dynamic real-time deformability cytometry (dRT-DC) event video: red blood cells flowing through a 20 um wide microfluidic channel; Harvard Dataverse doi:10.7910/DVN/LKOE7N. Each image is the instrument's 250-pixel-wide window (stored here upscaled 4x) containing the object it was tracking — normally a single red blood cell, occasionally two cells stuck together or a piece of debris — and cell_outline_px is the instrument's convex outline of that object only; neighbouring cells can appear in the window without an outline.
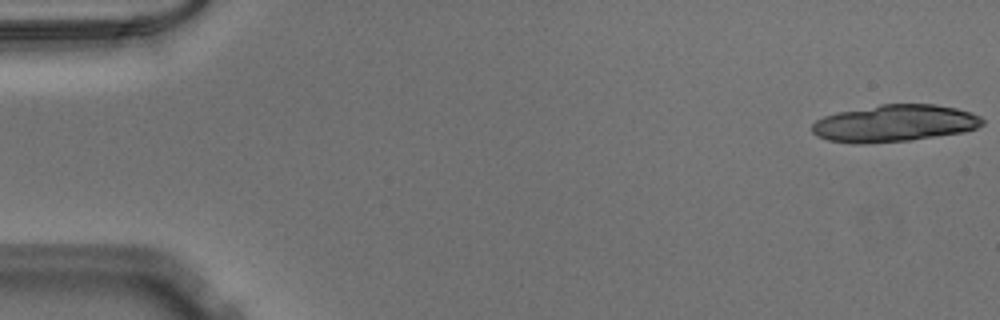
{"species": "Egyptian fruit bat (a non-hibernating species)", "species_latin": "Rousettus aegyptiacus", "temperature_condition": "warm", "stored_images_in_passage": 21, "camera_frame_rate_fps": 3000, "um_per_image_px": 0.085, "animal": {"sex": "male"}, "frame": {"image": 1, "passage_image": 1, "time_ms": 0.0, "image_size_px": [1000, 320], "cell_outline_px": [[984, 124], [976, 128], [964, 132], [912, 140], [864, 144], [860, 144], [828, 140], [816, 136], [812, 132], [812, 124], [816, 120], [824, 116], [836, 112], [880, 104], [936, 104], [956, 108], [972, 112], [980, 116], [984, 120]], "centroid_in_image_um": [76.04, 10.48], "position_along_channel_um": 9.0, "area_um2": 37.05}}